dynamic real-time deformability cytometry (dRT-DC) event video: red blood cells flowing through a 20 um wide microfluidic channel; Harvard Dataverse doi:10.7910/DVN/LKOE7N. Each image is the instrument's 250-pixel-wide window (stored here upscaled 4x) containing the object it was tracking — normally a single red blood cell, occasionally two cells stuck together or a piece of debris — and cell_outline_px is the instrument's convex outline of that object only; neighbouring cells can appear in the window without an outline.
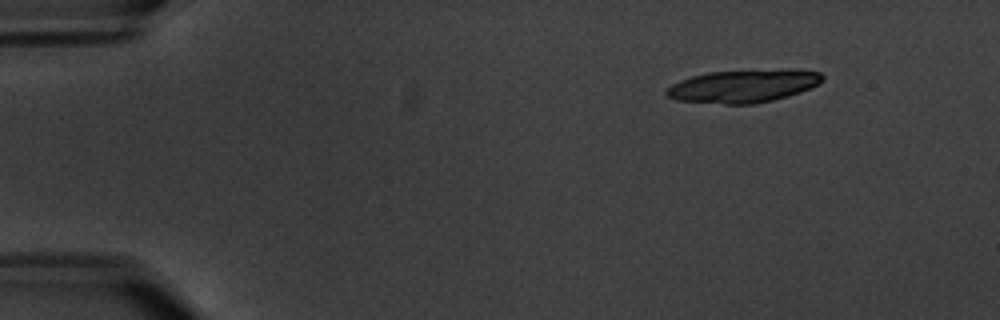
{"species": "common noctule bat (a hibernating species)", "species_latin": "Nyctalus noctula", "temperature_condition": "warm", "stored_images_in_passage": 8, "camera_frame_rate_fps": 3000, "um_per_image_px": 0.085, "animal": {"sex": "male", "body_mass_g": 20.1, "forearm_length_mm": 53.5}, "frame": {"image": 1, "passage_image": 2, "time_ms": 1.333, "image_size_px": [1000, 320], "cell_outline_px": [[824, 80], [820, 84], [800, 92], [788, 96], [756, 104], [724, 104], [676, 100], [668, 96], [664, 92], [672, 84], [680, 80], [692, 76], [708, 72], [784, 68], [792, 68], [820, 72], [824, 76]], "centroid_in_image_um": [63.24, 7.29], "position_along_channel_um": 21.8, "area_um2": 30.35}}
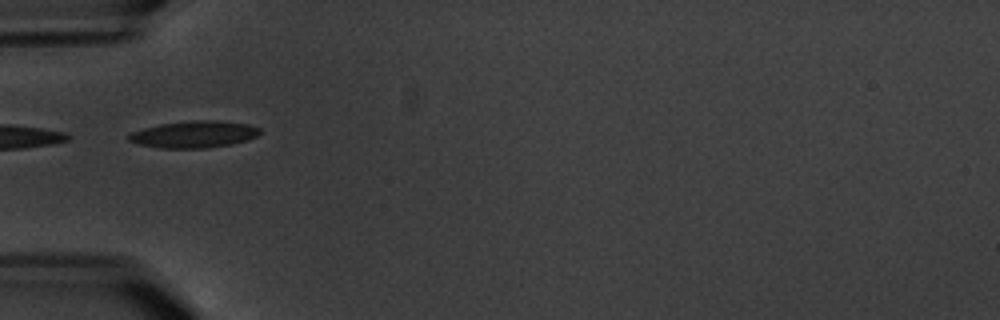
{"frame": {"image": 2, "passage_image": 5, "time_ms": 5.667, "image_size_px": [1000, 320], "cell_outline_px": [[260, 132], [256, 136], [248, 140], [232, 144], [208, 148], [160, 148], [140, 144], [128, 140], [128, 136], [132, 132], [144, 128], [160, 124], [192, 120], [216, 120], [248, 124], [260, 128]], "centroid_in_image_um": [16.52, 11.42], "position_along_channel_um": 68.5, "area_um2": 20.46}}